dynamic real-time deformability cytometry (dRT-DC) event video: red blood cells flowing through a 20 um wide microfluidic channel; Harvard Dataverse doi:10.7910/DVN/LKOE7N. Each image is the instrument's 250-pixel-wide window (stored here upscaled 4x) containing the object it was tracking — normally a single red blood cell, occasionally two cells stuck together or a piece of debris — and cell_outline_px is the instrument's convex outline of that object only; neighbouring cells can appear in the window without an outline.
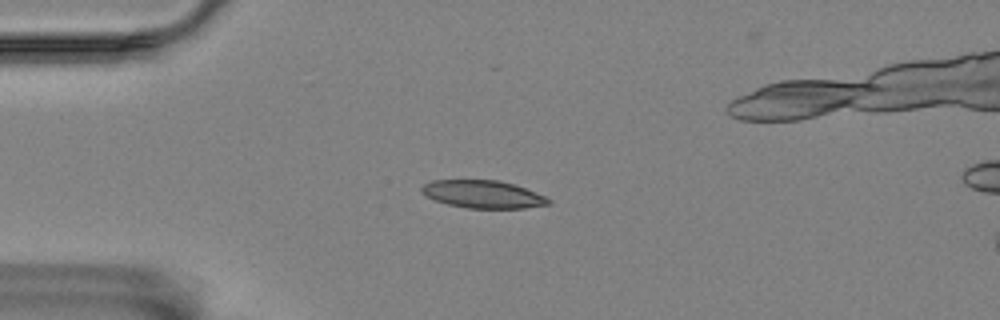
{"species": "Egyptian fruit bat (a non-hibernating species)", "species_latin": "Rousettus aegyptiacus", "temperature_condition": "room temperature", "stored_images_in_passage": 3, "camera_frame_rate_fps": 3000, "um_per_image_px": 0.085, "animal": {"sex": "female"}, "frame": {"image": 1, "passage_image": 2, "time_ms": 2.333, "image_size_px": [1000, 320], "cell_outline_px": [[552, 200], [548, 204], [524, 208], [468, 208], [448, 204], [424, 196], [420, 192], [420, 188], [424, 184], [432, 180], [500, 180], [536, 192]], "centroid_in_image_um": [41.01, 16.5], "position_along_channel_um": 44.0, "area_um2": 20.4}}